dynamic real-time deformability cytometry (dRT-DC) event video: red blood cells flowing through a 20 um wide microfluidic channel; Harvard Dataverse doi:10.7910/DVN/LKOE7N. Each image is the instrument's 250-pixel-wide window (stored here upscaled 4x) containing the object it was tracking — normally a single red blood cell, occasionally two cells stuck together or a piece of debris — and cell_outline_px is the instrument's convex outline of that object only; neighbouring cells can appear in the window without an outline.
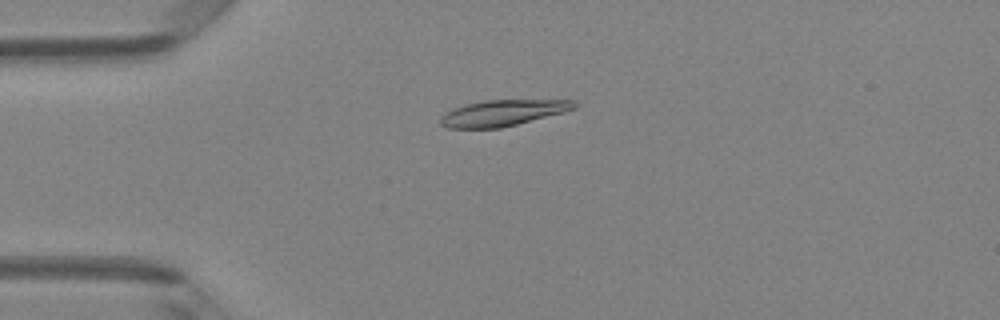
{"species": "Egyptian fruit bat (a non-hibernating species)", "species_latin": "Rousettus aegyptiacus", "temperature_condition": "room temperature", "stored_images_in_passage": 48, "camera_frame_rate_fps": 3000, "um_per_image_px": 0.085, "animal": {"sex": "female"}, "frame": {"image": 1, "passage_image": 12, "time_ms": 3.667, "image_size_px": [1000, 320], "cell_outline_px": [[580, 104], [576, 108], [564, 112], [500, 128], [448, 128], [440, 124], [440, 116], [444, 112], [452, 108], [484, 100], [576, 100]], "centroid_in_image_um": [42.74, 9.59], "position_along_channel_um": 42.3, "area_um2": 20.35}}
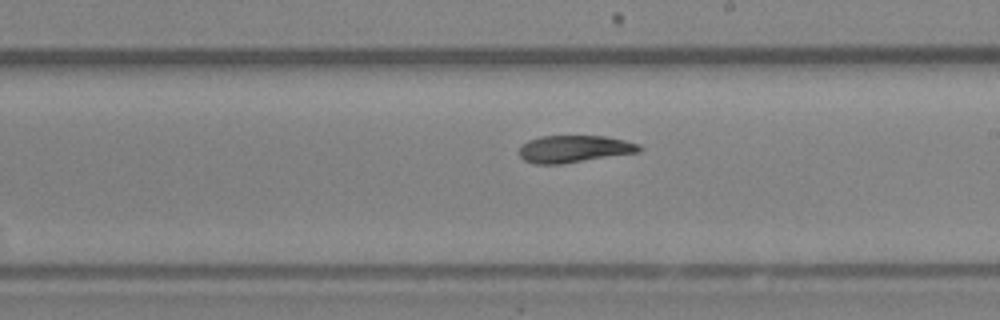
{"frame": {"image": 2, "passage_image": 28, "time_ms": 9.0, "image_size_px": [1000, 320], "cell_outline_px": [[644, 148], [640, 152], [560, 164], [536, 164], [524, 160], [520, 156], [520, 148], [528, 140], [540, 136], [604, 136], [624, 140], [640, 144]], "centroid_in_image_um": [48.84, 12.66], "position_along_channel_um": 240.2, "area_um2": 18.96}}
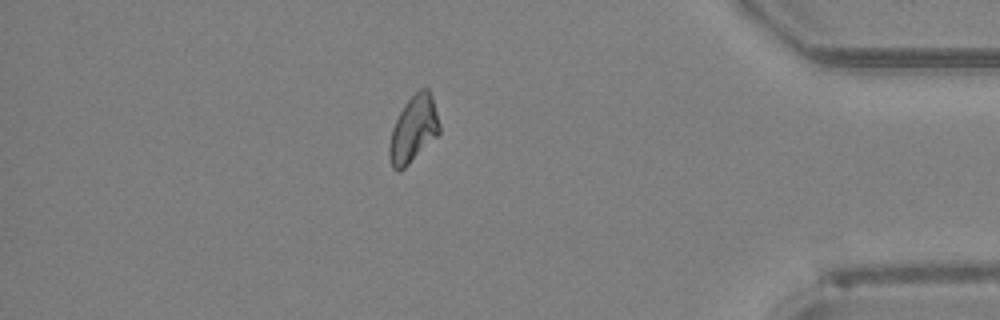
{"frame": {"image": 3, "passage_image": 42, "time_ms": 13.667, "image_size_px": [1000, 320], "cell_outline_px": [[440, 132], [400, 172], [396, 172], [392, 168], [388, 156], [388, 148], [392, 128], [400, 112], [408, 100], [420, 88], [428, 88], [440, 124]], "centroid_in_image_um": [35.11, 11.02], "position_along_channel_um": 400.1, "area_um2": 19.02}, "authors_computed_cell_mechanics": {"area_um2": 19.7676, "velocity_mm_per_s": 4.1848, "shape_relaxation_time_tau1_ms": 10.9086, "shape_relaxation_time_tau2_ms": 4.7757, "deformation_change_tau1": 0.2398, "deformation_change_tau2": 0.0791}}